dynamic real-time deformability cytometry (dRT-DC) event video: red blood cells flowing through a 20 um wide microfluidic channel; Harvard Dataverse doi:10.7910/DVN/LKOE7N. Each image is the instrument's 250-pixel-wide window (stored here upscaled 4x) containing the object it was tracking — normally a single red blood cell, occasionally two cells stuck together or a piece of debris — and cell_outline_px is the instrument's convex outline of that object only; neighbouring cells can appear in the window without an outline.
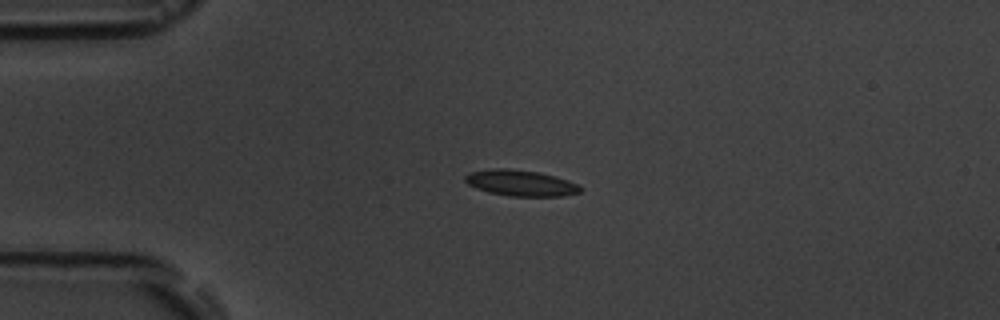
{"species": "common noctule bat (a hibernating species)", "species_latin": "Nyctalus noctula", "temperature_condition": "room temperature", "stored_images_in_passage": 4, "camera_frame_rate_fps": 3000, "um_per_image_px": 0.085, "animal": {"sex": "male", "body_mass_g": 19.5, "forearm_length_mm": 54.6}, "frame": {"image": 1, "passage_image": 3, "time_ms": 2.333, "image_size_px": [1000, 320], "cell_outline_px": [[584, 188], [580, 192], [564, 196], [508, 196], [488, 192], [476, 188], [468, 184], [464, 180], [464, 176], [468, 172], [488, 168], [508, 168], [536, 172], [556, 176], [568, 180]], "centroid_in_image_um": [44.23, 15.55], "position_along_channel_um": 40.8, "area_um2": 17.63}}